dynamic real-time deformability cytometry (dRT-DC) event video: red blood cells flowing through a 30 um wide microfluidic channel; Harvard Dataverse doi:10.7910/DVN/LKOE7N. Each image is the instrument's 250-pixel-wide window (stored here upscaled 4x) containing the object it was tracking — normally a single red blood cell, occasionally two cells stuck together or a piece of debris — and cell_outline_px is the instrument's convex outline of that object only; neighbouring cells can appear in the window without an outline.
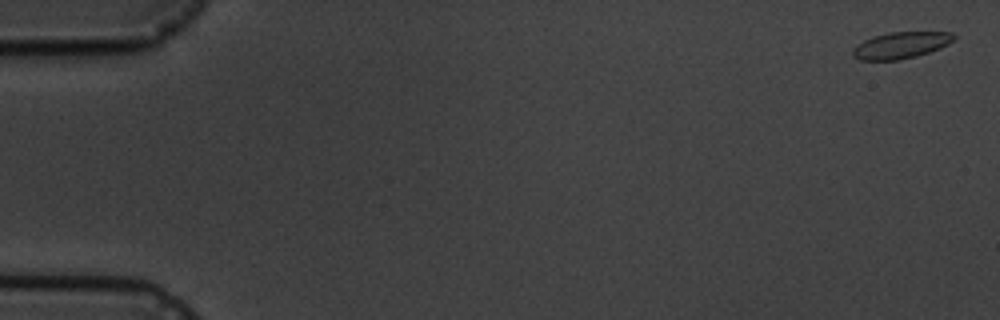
{"species": "common noctule bat (a hibernating species)", "species_latin": "Nyctalus noctula", "temperature_condition": "cold", "stored_images_in_passage": 6, "camera_frame_rate_fps": 3000, "um_per_image_px": 0.085, "animal": {"sex": "male", "body_mass_g": 19.5, "forearm_length_mm": 54.6}, "frame": {"image": 1, "passage_image": 1, "time_ms": 0.0, "image_size_px": [1000, 320], "cell_outline_px": [[956, 40], [940, 48], [916, 56], [896, 60], [860, 60], [852, 56], [852, 48], [864, 40], [872, 36], [888, 32], [952, 32], [956, 36]], "centroid_in_image_um": [76.57, 3.84], "position_along_channel_um": 8.4, "area_um2": 15.72}}
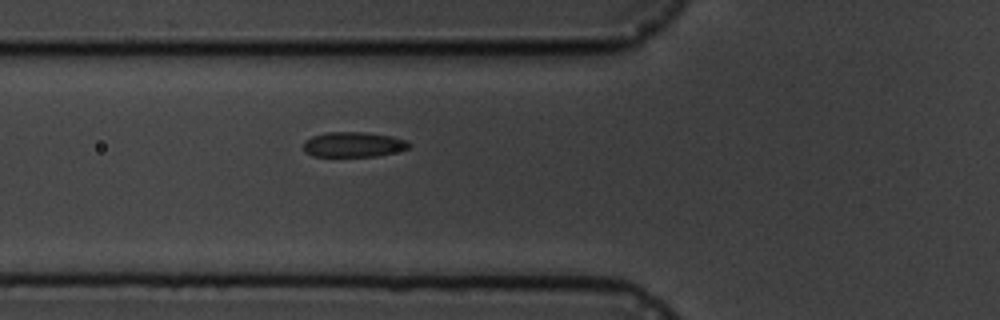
{"frame": {"image": 2, "passage_image": 6, "time_ms": 6.667, "image_size_px": [1000, 320], "cell_outline_px": [[412, 144], [408, 148], [376, 156], [312, 156], [304, 152], [304, 140], [312, 136], [328, 132], [364, 132], [392, 136], [408, 140]], "centroid_in_image_um": [30.03, 12.27], "position_along_channel_um": 95.8, "area_um2": 15.43}}